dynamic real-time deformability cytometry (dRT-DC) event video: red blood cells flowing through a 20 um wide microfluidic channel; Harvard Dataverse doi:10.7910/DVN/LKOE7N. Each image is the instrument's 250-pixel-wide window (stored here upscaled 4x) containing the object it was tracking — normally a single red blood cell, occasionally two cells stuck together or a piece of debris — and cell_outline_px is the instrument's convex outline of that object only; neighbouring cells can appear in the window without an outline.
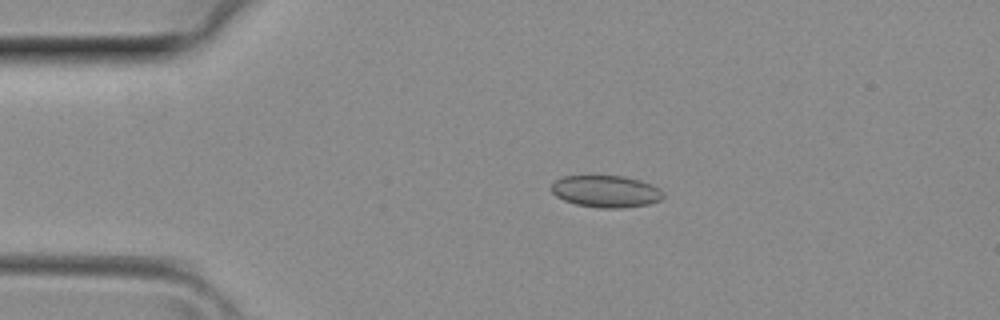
{"species": "common noctule bat (a hibernating species)", "species_latin": "Nyctalus noctula", "temperature_condition": "room temperature", "stored_images_in_passage": 38, "camera_frame_rate_fps": 3000, "um_per_image_px": 0.085, "animal": {"sex": "female", "body_mass_g": 29.2, "forearm_length_mm": 56.3}, "frame": {"image": 1, "passage_image": 8, "time_ms": 2.333, "image_size_px": [1000, 320], "cell_outline_px": [[664, 196], [660, 200], [648, 204], [620, 208], [600, 208], [576, 204], [564, 200], [556, 196], [552, 192], [552, 184], [556, 180], [564, 176], [624, 176], [640, 180], [652, 184], [660, 188], [664, 192]], "centroid_in_image_um": [51.54, 16.26], "position_along_channel_um": 33.5, "area_um2": 20.81}}
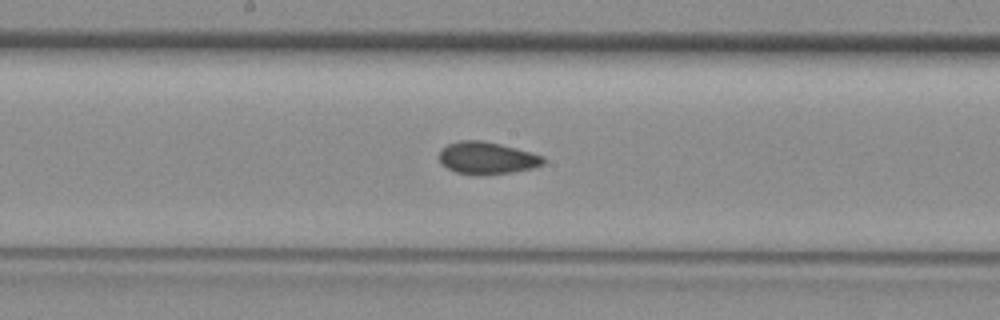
{"frame": {"image": 2, "passage_image": 20, "time_ms": 6.333, "image_size_px": [1000, 320], "cell_outline_px": [[544, 164], [532, 168], [512, 172], [484, 176], [476, 176], [456, 172], [440, 164], [436, 156], [440, 148], [448, 144], [460, 140], [480, 140], [500, 144], [516, 148], [544, 156]], "centroid_in_image_um": [41.32, 13.44], "position_along_channel_um": 206.9, "area_um2": 20.0}}
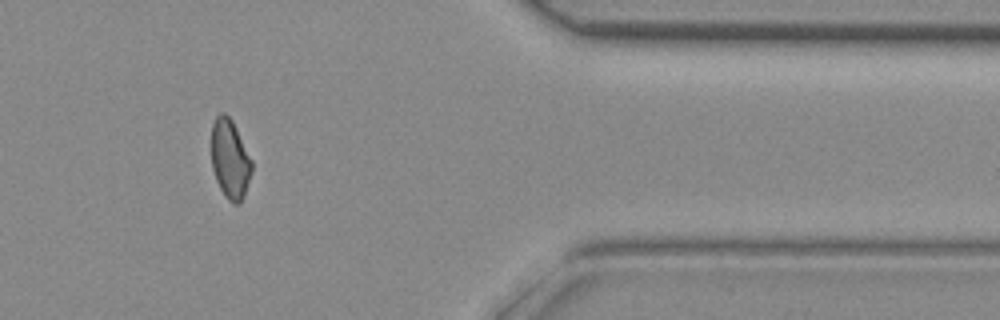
{"frame": {"image": 3, "passage_image": 32, "time_ms": 10.333, "image_size_px": [1000, 320], "cell_outline_px": [[252, 172], [244, 196], [240, 204], [236, 204], [228, 200], [224, 196], [216, 180], [212, 168], [212, 124], [216, 116], [220, 112], [224, 112], [232, 120], [252, 160]], "centroid_in_image_um": [19.55, 13.53], "position_along_channel_um": 391.8, "area_um2": 18.67}}